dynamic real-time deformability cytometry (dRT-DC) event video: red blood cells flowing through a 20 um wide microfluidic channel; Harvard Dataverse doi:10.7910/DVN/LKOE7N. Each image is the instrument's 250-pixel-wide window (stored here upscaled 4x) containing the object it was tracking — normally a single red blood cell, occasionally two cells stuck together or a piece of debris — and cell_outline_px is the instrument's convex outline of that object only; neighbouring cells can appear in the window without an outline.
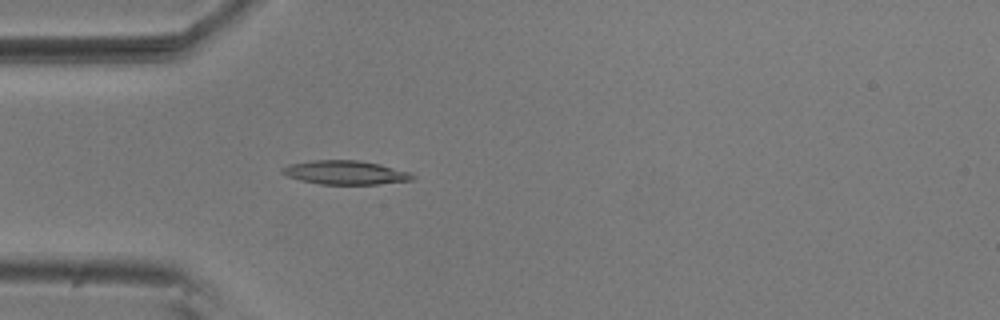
{"species": "common noctule bat (a hibernating species)", "species_latin": "Nyctalus noctula", "temperature_condition": "room temperature", "stored_images_in_passage": 47, "camera_frame_rate_fps": 3000, "um_per_image_px": 0.085, "animal": {"sex": "male", "body_mass_g": 20.5, "forearm_length_mm": 52.5}, "frame": {"image": 1, "passage_image": 8, "time_ms": 2.333, "image_size_px": [1000, 320], "cell_outline_px": [[416, 176], [412, 180], [380, 184], [320, 184], [300, 180], [288, 176], [280, 172], [280, 168], [288, 164], [312, 160], [360, 160], [380, 164], [408, 172]], "centroid_in_image_um": [29.32, 14.66], "position_along_channel_um": 55.7, "area_um2": 18.15}}
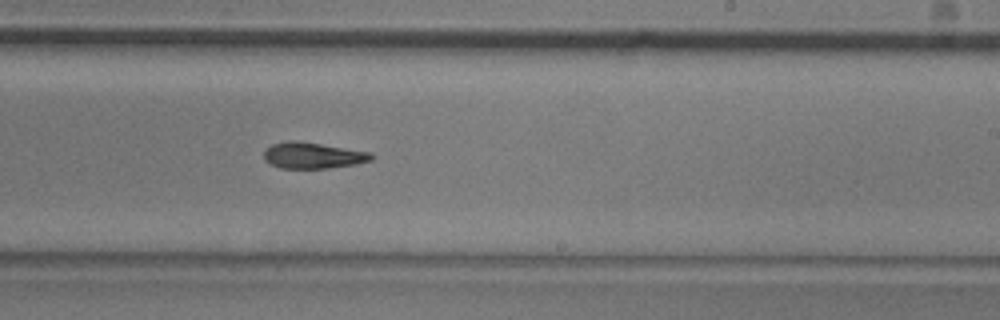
{"frame": {"image": 2, "passage_image": 25, "time_ms": 8.0, "image_size_px": [1000, 320], "cell_outline_px": [[376, 156], [372, 160], [356, 164], [328, 168], [280, 168], [264, 160], [264, 152], [272, 144], [288, 140], [296, 140], [372, 152]], "centroid_in_image_um": [26.63, 13.21], "position_along_channel_um": 262.4, "area_um2": 16.42}}
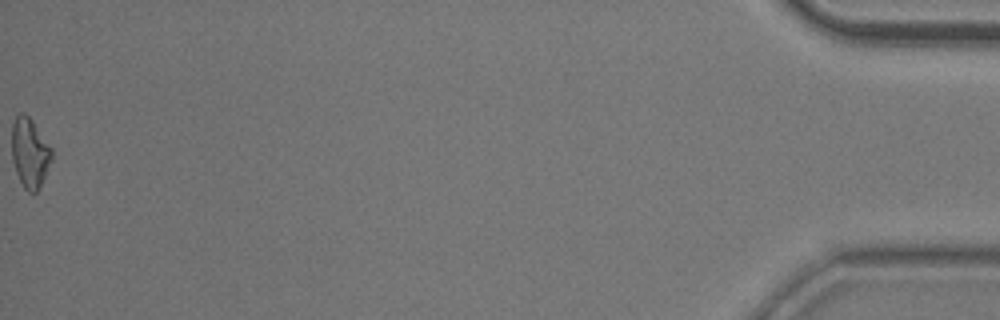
{"frame": {"image": 3, "passage_image": 47, "time_ms": 15.333, "image_size_px": [1000, 320], "cell_outline_px": [[52, 160], [36, 192], [28, 192], [24, 188], [16, 172], [12, 160], [12, 124], [16, 116], [20, 112], [24, 112], [32, 120], [52, 148]], "centroid_in_image_um": [2.52, 12.96], "position_along_channel_um": 432.7, "area_um2": 16.07}, "authors_computed_cell_mechanics": {"area_um2": 16.4152, "velocity_mm_per_s": 3.7138, "shape_relaxation_time_tau1_ms": 4.6055, "shape_relaxation_time_tau2_ms": 9.4756, "deformation_change_tau1": 0.1576, "deformation_change_tau2": 0.2114}}